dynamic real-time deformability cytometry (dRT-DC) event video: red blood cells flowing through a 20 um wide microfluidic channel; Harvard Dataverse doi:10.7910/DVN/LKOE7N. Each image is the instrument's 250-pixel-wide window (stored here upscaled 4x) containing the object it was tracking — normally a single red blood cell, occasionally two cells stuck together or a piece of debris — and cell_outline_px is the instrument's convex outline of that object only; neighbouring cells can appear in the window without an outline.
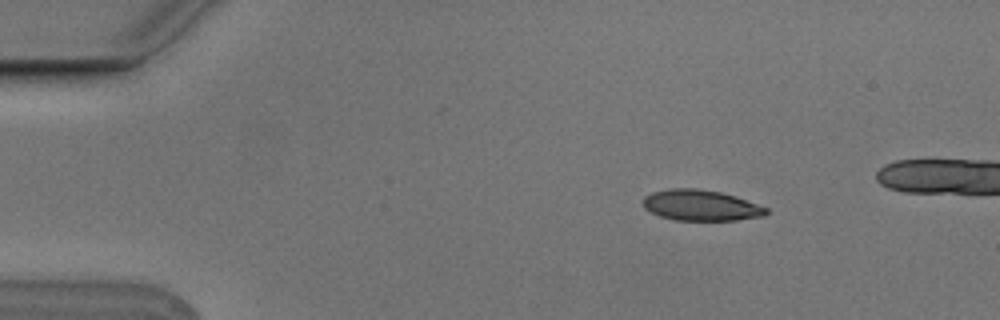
{"species": "Egyptian fruit bat (a non-hibernating species)", "species_latin": "Rousettus aegyptiacus", "temperature_condition": "cold", "stored_images_in_passage": 6, "camera_frame_rate_fps": 3000, "um_per_image_px": 0.085, "animal": {"sex": "male"}, "frame": {"image": 1, "passage_image": 3, "time_ms": 0.667, "image_size_px": [1000, 320], "cell_outline_px": [[768, 212], [764, 216], [736, 220], [676, 220], [660, 216], [644, 208], [644, 196], [652, 192], [668, 188], [696, 188], [720, 192], [736, 196], [768, 208]], "centroid_in_image_um": [59.58, 17.45], "position_along_channel_um": 25.4, "area_um2": 22.08}}